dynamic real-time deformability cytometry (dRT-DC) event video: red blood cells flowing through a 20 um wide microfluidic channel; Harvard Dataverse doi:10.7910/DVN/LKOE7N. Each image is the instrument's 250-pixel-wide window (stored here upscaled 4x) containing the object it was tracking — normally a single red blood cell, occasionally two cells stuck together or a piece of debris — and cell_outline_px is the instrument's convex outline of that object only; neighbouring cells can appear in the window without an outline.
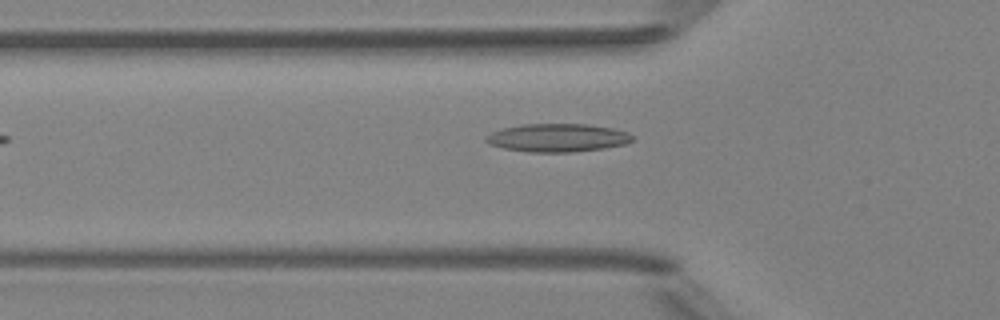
{"species": "Egyptian fruit bat (a non-hibernating species)", "species_latin": "Rousettus aegyptiacus", "temperature_condition": "room temperature", "stored_images_in_passage": 4, "camera_frame_rate_fps": 3000, "um_per_image_px": 0.085, "animal": {"sex": "female"}, "frame": {"image": 1, "passage_image": 4, "time_ms": 4.333, "image_size_px": [1000, 320], "cell_outline_px": [[636, 136], [632, 140], [624, 144], [604, 148], [572, 152], [528, 152], [504, 148], [488, 144], [484, 140], [484, 136], [492, 132], [504, 128], [520, 124], [588, 124], [612, 128], [628, 132]], "centroid_in_image_um": [47.38, 11.71], "position_along_channel_um": 78.4, "area_um2": 24.16}}